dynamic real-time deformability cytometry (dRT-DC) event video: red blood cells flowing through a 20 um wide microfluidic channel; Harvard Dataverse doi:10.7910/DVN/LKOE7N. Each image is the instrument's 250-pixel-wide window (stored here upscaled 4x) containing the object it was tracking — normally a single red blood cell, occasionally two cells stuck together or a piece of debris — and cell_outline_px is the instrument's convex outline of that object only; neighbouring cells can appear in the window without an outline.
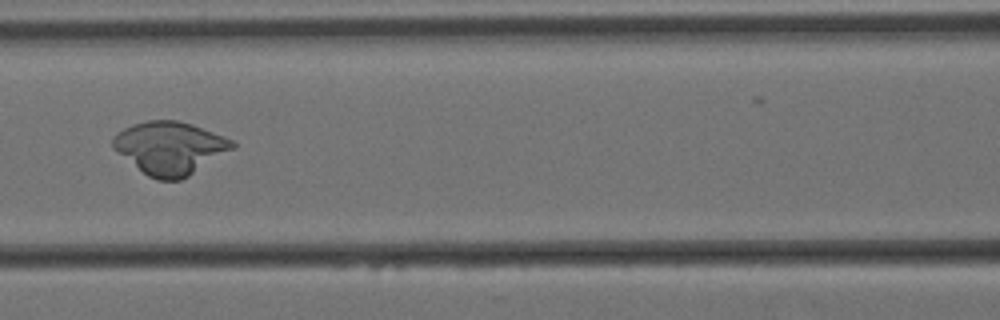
{"species": "Egyptian fruit bat (a non-hibernating species)", "species_latin": "Rousettus aegyptiacus", "temperature_condition": "cold", "stored_images_in_passage": 34, "camera_frame_rate_fps": 3000, "um_per_image_px": 0.085, "animal": {"sex": "female"}, "frame": {"image": 1, "passage_image": 13, "time_ms": 4.0, "image_size_px": [1000, 320], "cell_outline_px": [[236, 148], [188, 176], [180, 180], [156, 180], [148, 176], [112, 148], [112, 136], [116, 132], [132, 124], [148, 120], [176, 120], [192, 124], [224, 136], [232, 140], [236, 144]], "centroid_in_image_um": [14.44, 12.57], "position_along_channel_um": 152.2, "area_um2": 36.82}}
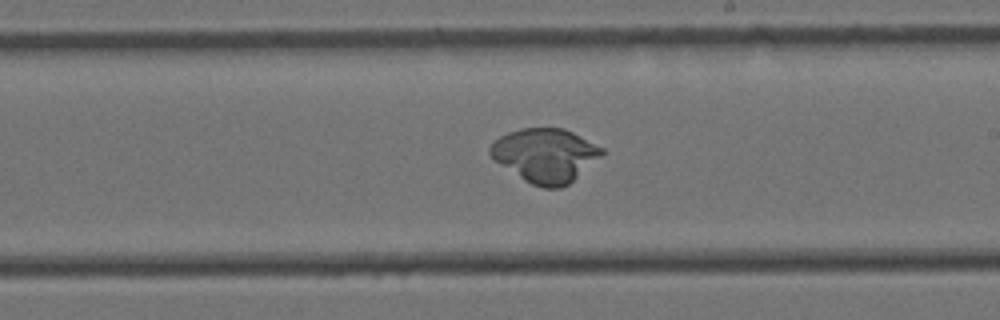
{"frame": {"image": 2, "passage_image": 21, "time_ms": 6.667, "image_size_px": [1000, 320], "cell_outline_px": [[604, 152], [600, 156], [568, 184], [560, 188], [544, 188], [532, 184], [524, 180], [496, 160], [488, 152], [488, 148], [500, 136], [508, 132], [520, 128], [564, 128], [604, 148]], "centroid_in_image_um": [46.34, 13.18], "position_along_channel_um": 242.7, "area_um2": 34.39}}
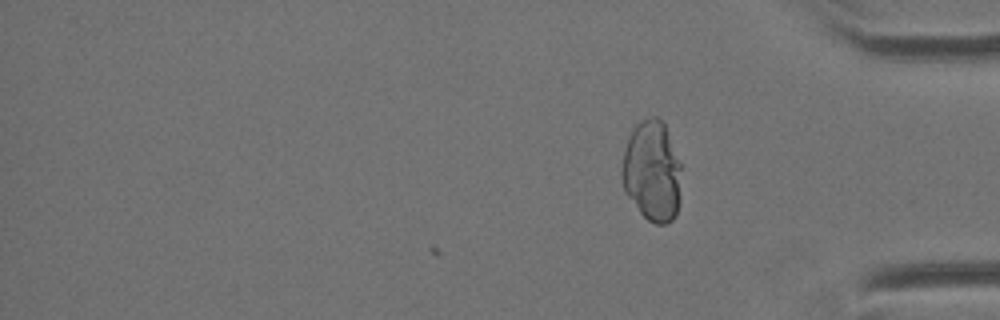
{"frame": {"image": 3, "passage_image": 34, "time_ms": 11.0, "image_size_px": [1000, 320], "cell_outline_px": [[680, 200], [676, 212], [672, 220], [664, 224], [656, 224], [648, 220], [640, 212], [624, 192], [620, 172], [620, 168], [624, 152], [632, 128], [640, 120], [652, 116], [656, 116], [664, 124], [680, 160]], "centroid_in_image_um": [55.41, 14.55], "position_along_channel_um": 379.8, "area_um2": 35.08}}